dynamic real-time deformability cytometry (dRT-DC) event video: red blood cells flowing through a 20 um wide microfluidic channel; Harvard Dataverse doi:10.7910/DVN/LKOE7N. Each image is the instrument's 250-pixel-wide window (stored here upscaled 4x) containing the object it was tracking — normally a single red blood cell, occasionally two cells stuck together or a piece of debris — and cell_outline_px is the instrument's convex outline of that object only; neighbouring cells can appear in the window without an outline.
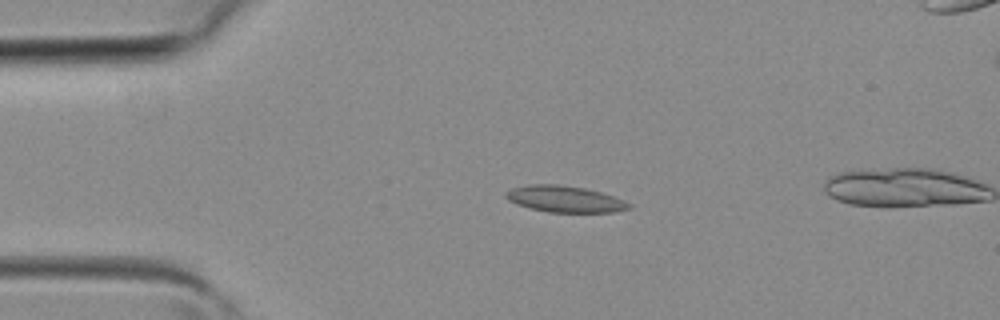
{"species": "common noctule bat (a hibernating species)", "species_latin": "Nyctalus noctula", "temperature_condition": "room temperature", "stored_images_in_passage": 4, "camera_frame_rate_fps": 3000, "um_per_image_px": 0.085, "animal": {"sex": "female", "body_mass_g": 19.3, "forearm_length_mm": 54.1}, "frame": {"image": 1, "passage_image": 2, "time_ms": 0.333, "image_size_px": [1000, 320], "cell_outline_px": [[632, 208], [612, 212], [548, 212], [516, 204], [508, 200], [504, 196], [504, 192], [512, 188], [528, 184], [556, 184], [584, 188], [600, 192], [624, 200], [632, 204]], "centroid_in_image_um": [47.99, 16.91], "position_along_channel_um": 37.0, "area_um2": 18.9}}